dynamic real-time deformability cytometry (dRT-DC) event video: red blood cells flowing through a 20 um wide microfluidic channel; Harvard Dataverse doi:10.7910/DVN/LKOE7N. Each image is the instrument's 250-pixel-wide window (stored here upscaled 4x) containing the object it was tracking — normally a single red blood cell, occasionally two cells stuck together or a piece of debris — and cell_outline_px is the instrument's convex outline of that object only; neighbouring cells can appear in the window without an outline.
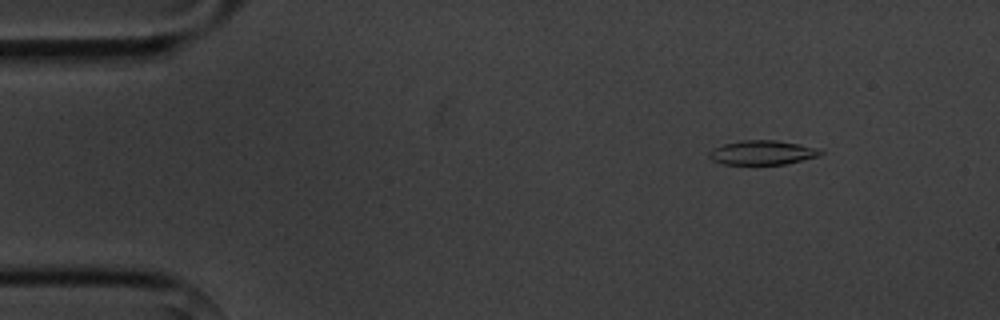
{"species": "common noctule bat (a hibernating species)", "species_latin": "Nyctalus noctula", "temperature_condition": "cold", "stored_images_in_passage": 5, "camera_frame_rate_fps": 3000, "um_per_image_px": 0.085, "animal": {"sex": "male", "body_mass_g": 20.1, "forearm_length_mm": 53.5}, "frame": {"image": 1, "passage_image": 2, "time_ms": 1.0, "image_size_px": [1000, 320], "cell_outline_px": [[824, 152], [820, 156], [784, 164], [724, 164], [712, 160], [708, 156], [708, 152], [712, 148], [724, 144], [740, 140], [776, 140], [800, 144], [816, 148]], "centroid_in_image_um": [64.78, 12.96], "position_along_channel_um": 20.2, "area_um2": 15.78}}